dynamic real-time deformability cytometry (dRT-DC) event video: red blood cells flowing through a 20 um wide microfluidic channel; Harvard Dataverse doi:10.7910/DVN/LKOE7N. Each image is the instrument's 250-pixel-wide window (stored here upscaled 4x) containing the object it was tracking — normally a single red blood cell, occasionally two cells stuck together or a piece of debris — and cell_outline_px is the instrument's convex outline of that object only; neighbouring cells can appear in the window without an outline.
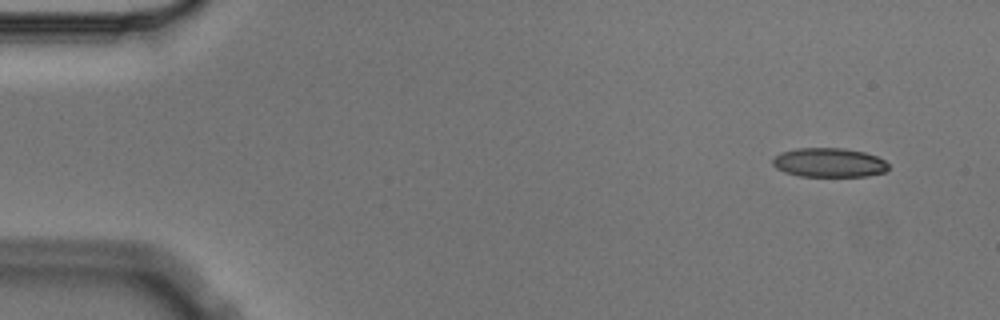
{"species": "Egyptian fruit bat (a non-hibernating species)", "species_latin": "Rousettus aegyptiacus", "temperature_condition": "cold", "stored_images_in_passage": 5, "camera_frame_rate_fps": 3000, "um_per_image_px": 0.085, "animal": {"sex": "male"}, "frame": {"image": 1, "passage_image": 1, "time_ms": 0.0, "image_size_px": [1000, 320], "cell_outline_px": [[888, 168], [884, 172], [868, 176], [800, 176], [784, 172], [776, 168], [772, 164], [772, 160], [780, 152], [796, 148], [844, 148], [864, 152], [876, 156], [884, 160], [888, 164]], "centroid_in_image_um": [70.45, 13.82], "position_along_channel_um": 14.5, "area_um2": 19.71}}
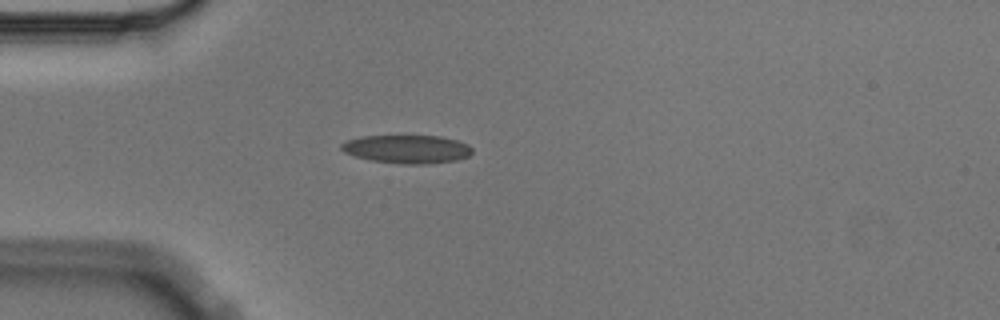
{"frame": {"image": 2, "passage_image": 4, "time_ms": 1.0, "image_size_px": [1000, 320], "cell_outline_px": [[472, 152], [468, 156], [456, 160], [424, 164], [404, 164], [372, 160], [356, 156], [344, 152], [340, 148], [340, 144], [348, 140], [360, 136], [440, 136], [456, 140], [468, 144], [472, 148]], "centroid_in_image_um": [34.6, 12.67], "position_along_channel_um": 50.4, "area_um2": 21.44}}